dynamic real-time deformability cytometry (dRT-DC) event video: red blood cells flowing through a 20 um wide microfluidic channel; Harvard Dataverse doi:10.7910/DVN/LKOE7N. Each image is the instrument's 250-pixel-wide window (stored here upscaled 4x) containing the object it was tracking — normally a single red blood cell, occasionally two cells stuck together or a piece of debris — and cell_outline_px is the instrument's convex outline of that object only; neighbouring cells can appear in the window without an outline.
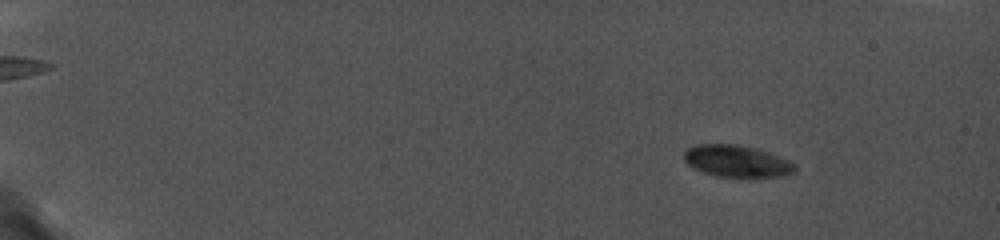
{"species": "common noctule bat (a hibernating species)", "species_latin": "Nyctalus noctula", "temperature_condition": "cold", "stored_images_in_passage": 81, "camera_frame_rate_fps": 5000, "um_per_image_px": 0.085, "animal": {"sex": "female", "body_mass_g": 19.0, "forearm_length_mm": 56.7}, "frame": {"image": 1, "passage_image": 11, "time_ms": 2.8, "image_size_px": [1000, 240], "cell_outline_px": [[796, 172], [780, 176], [716, 176], [692, 168], [684, 160], [684, 152], [688, 148], [696, 144], [736, 144], [756, 148], [768, 152], [788, 160], [796, 164]], "centroid_in_image_um": [62.61, 13.68], "position_along_channel_um": 22.4, "area_um2": 20.4}}
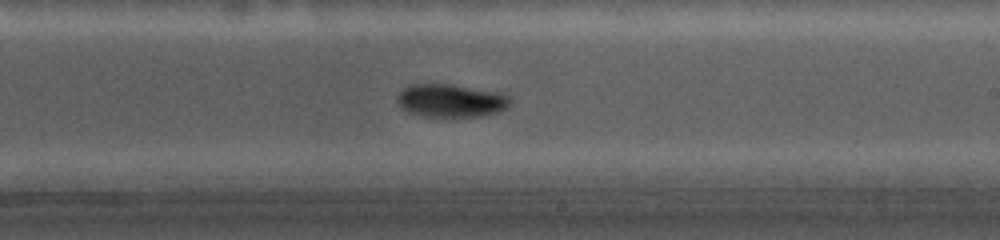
{"frame": {"image": 2, "passage_image": 65, "time_ms": 12.6, "image_size_px": [1000, 240], "cell_outline_px": [[512, 100], [500, 112], [480, 116], [424, 116], [408, 112], [400, 108], [396, 100], [396, 96], [408, 84], [452, 84], [500, 92], [512, 96]], "centroid_in_image_um": [38.32, 8.54], "position_along_channel_um": 250.7, "area_um2": 21.96}}
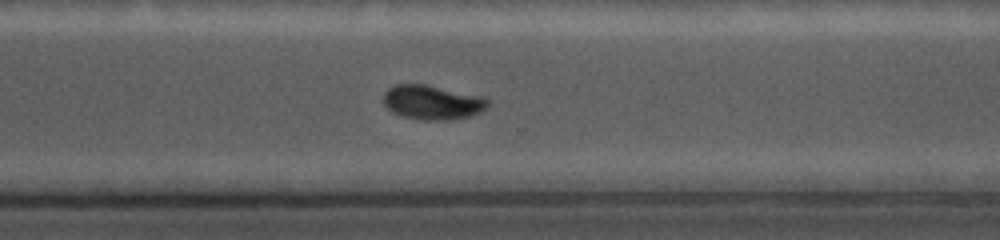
{"frame": {"image": 3, "passage_image": 79, "time_ms": 14.8, "image_size_px": [1000, 240], "cell_outline_px": [[488, 108], [472, 116], [448, 120], [424, 120], [404, 116], [392, 112], [384, 104], [384, 92], [388, 88], [396, 84], [424, 84], [484, 96], [488, 100]], "centroid_in_image_um": [36.78, 8.7], "position_along_channel_um": 333.8, "area_um2": 20.98}}